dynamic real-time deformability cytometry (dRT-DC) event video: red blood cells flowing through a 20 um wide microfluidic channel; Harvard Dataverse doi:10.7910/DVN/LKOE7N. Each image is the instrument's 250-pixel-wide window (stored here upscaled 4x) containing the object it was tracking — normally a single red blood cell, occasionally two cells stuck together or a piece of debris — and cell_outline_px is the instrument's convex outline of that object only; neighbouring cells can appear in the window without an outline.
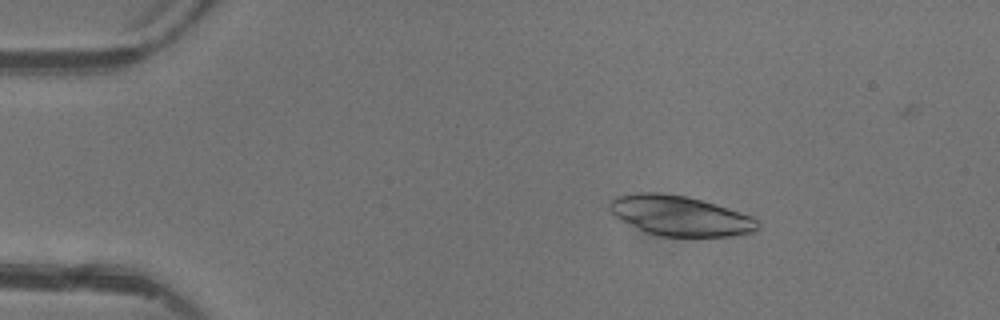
{"species": "common noctule bat (a hibernating species)", "species_latin": "Nyctalus noctula", "temperature_condition": "warm", "stored_images_in_passage": 5, "camera_frame_rate_fps": 3000, "um_per_image_px": 0.085, "animal": {"sex": "female"}, "frame": {"image": 1, "passage_image": 3, "time_ms": 2.333, "image_size_px": [1000, 320], "cell_outline_px": [[760, 228], [756, 232], [732, 236], [660, 236], [648, 232], [616, 216], [608, 208], [608, 204], [616, 196], [636, 192], [656, 192], [684, 196], [716, 204], [752, 216], [760, 224]], "centroid_in_image_um": [57.85, 18.33], "position_along_channel_um": 27.1, "area_um2": 34.16}}